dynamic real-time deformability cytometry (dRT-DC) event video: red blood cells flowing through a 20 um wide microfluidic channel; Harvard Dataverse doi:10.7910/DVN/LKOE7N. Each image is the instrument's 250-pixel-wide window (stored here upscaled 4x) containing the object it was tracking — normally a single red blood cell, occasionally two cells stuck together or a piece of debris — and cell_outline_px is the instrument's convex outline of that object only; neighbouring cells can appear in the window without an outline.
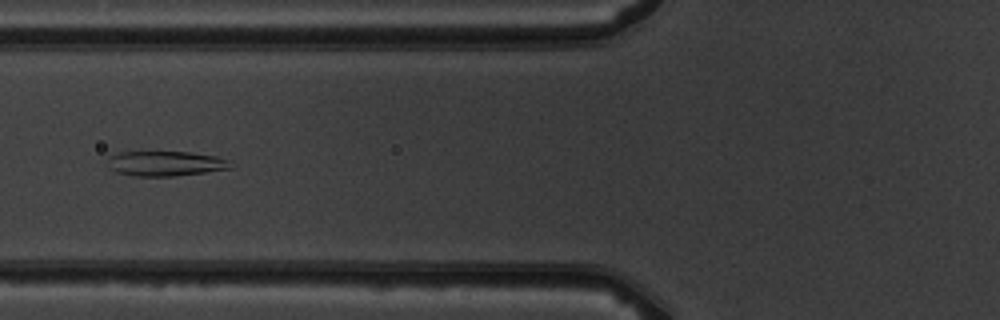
{"species": "common noctule bat (a hibernating species)", "species_latin": "Nyctalus noctula", "temperature_condition": "warm", "stored_images_in_passage": 5, "camera_frame_rate_fps": 3000, "um_per_image_px": 0.085, "animal": {"sex": "male", "body_mass_g": 19.5, "forearm_length_mm": 54.6}, "frame": {"image": 1, "passage_image": 5, "time_ms": 6.333, "image_size_px": [1000, 320], "cell_outline_px": [[232, 168], [176, 176], [136, 176], [116, 172], [108, 168], [108, 160], [112, 156], [120, 152], [188, 152], [216, 156], [228, 160]], "centroid_in_image_um": [14.05, 13.9], "position_along_channel_um": 111.7, "area_um2": 17.69}}